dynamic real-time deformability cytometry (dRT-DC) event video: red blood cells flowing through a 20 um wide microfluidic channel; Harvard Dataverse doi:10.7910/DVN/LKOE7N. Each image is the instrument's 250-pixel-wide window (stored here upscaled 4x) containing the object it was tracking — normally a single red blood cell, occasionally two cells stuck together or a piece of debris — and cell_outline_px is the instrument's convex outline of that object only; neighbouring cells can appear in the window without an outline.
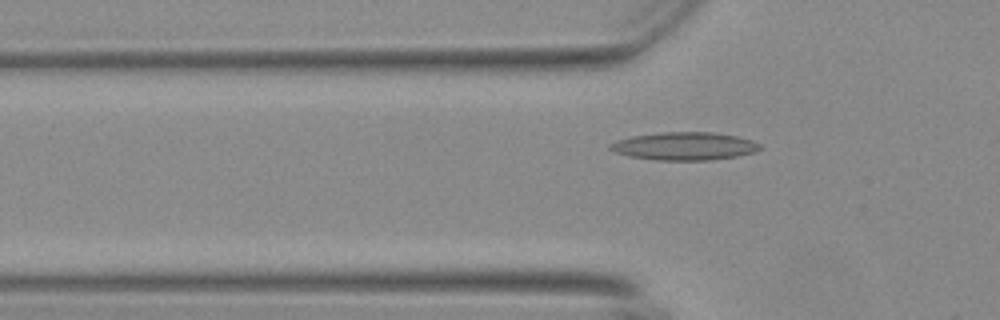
{"species": "Egyptian fruit bat (a non-hibernating species)", "species_latin": "Rousettus aegyptiacus", "temperature_condition": "warm", "stored_images_in_passage": 55, "camera_frame_rate_fps": 3000, "um_per_image_px": 0.085, "animal": {"sex": "female"}, "frame": {"image": 1, "passage_image": 19, "time_ms": 6.0, "image_size_px": [1000, 320], "cell_outline_px": [[764, 148], [756, 152], [736, 156], [712, 160], [656, 160], [628, 156], [616, 152], [608, 148], [608, 144], [616, 140], [632, 136], [664, 132], [712, 132], [736, 136], [752, 140], [760, 144]], "centroid_in_image_um": [58.19, 12.42], "position_along_channel_um": 67.6, "area_um2": 24.51}}
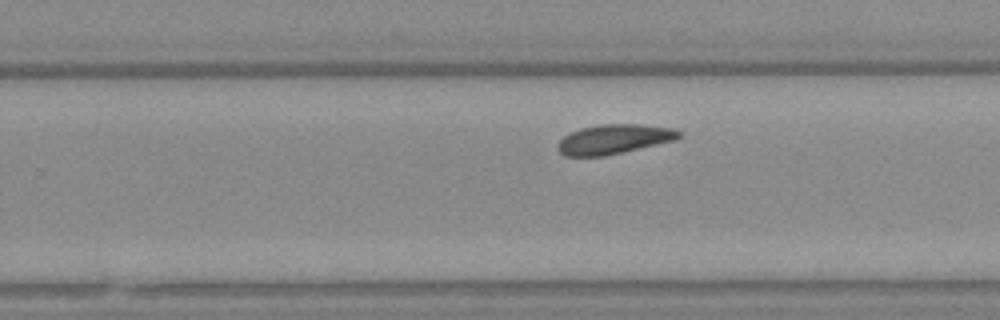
{"frame": {"image": 2, "passage_image": 37, "time_ms": 12.0, "image_size_px": [1000, 320], "cell_outline_px": [[680, 136], [676, 140], [604, 156], [564, 156], [556, 148], [556, 144], [564, 136], [580, 128], [600, 124], [640, 124], [676, 128], [680, 132]], "centroid_in_image_um": [52.18, 11.82], "position_along_channel_um": 277.6, "area_um2": 20.92}}
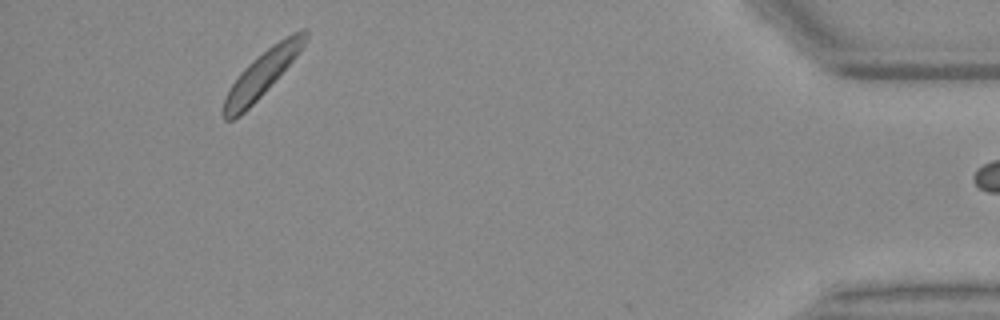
{"frame": {"image": 3, "passage_image": 54, "time_ms": 17.667, "image_size_px": [1000, 320], "cell_outline_px": [[308, 36], [304, 44], [296, 56], [268, 88], [240, 116], [232, 120], [224, 120], [220, 112], [224, 100], [232, 84], [240, 72], [252, 60], [272, 44], [292, 32], [304, 28], [308, 28]], "centroid_in_image_um": [22.24, 6.28], "position_along_channel_um": 413.0, "area_um2": 21.33}}